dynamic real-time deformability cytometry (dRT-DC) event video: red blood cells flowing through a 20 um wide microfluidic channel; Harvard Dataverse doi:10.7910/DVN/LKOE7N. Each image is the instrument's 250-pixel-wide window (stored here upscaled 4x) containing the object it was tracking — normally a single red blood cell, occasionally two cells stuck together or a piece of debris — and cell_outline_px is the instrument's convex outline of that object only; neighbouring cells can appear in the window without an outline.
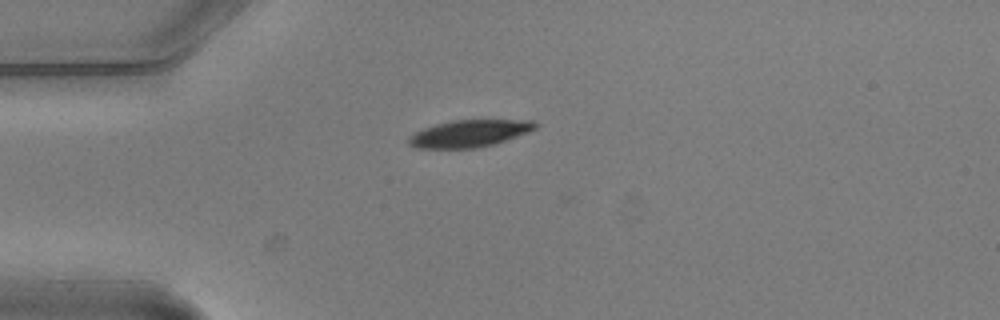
{"species": "common noctule bat (a hibernating species)", "species_latin": "Nyctalus noctula", "temperature_condition": "warm", "stored_images_in_passage": 4, "camera_frame_rate_fps": 3000, "um_per_image_px": 0.085, "animal": {"sex": "male", "body_mass_g": 20.5, "forearm_length_mm": 52.5}, "frame": {"image": 1, "passage_image": 4, "time_ms": 1.0, "image_size_px": [1000, 320], "cell_outline_px": [[540, 124], [536, 128], [528, 132], [492, 144], [476, 148], [416, 148], [408, 144], [408, 136], [424, 128], [436, 124], [452, 120], [532, 120]], "centroid_in_image_um": [39.88, 11.34], "position_along_channel_um": 45.1, "area_um2": 19.83}}